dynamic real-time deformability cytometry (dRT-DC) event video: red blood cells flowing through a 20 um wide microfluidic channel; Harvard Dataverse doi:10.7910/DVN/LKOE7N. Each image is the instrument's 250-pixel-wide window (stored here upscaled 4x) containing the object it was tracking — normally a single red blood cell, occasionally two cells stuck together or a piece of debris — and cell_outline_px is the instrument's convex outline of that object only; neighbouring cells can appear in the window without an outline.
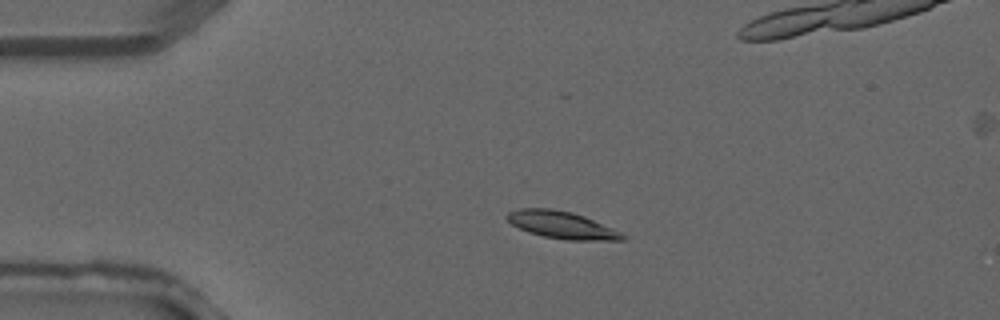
{"species": "common noctule bat (a hibernating species)", "species_latin": "Nyctalus noctula", "temperature_condition": "warm", "stored_images_in_passage": 3, "camera_frame_rate_fps": 3000, "um_per_image_px": 0.085, "animal": {"sex": "male", "forearm_length_mm": 52.5}, "frame": {"image": 1, "passage_image": 2, "time_ms": 0.333, "image_size_px": [1000, 320], "cell_outline_px": [[628, 236], [624, 240], [568, 240], [544, 236], [528, 232], [512, 224], [504, 216], [508, 212], [520, 208], [552, 208], [572, 212], [584, 216], [612, 228]], "centroid_in_image_um": [47.74, 19.11], "position_along_channel_um": 37.3, "area_um2": 18.26}}